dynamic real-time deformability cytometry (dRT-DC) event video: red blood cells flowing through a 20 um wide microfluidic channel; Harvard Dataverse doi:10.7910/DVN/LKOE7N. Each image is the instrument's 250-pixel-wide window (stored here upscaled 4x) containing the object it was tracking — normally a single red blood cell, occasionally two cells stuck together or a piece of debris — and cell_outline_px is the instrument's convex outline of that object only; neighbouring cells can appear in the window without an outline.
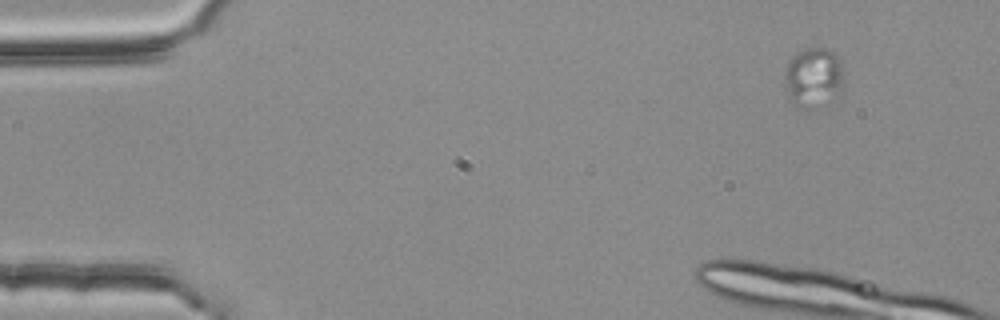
{"species": "common noctule bat (a hibernating species)", "species_latin": "Nyctalus noctula", "temperature_condition": "room temperature", "stored_images_in_passage": 4, "camera_frame_rate_fps": 3000, "um_per_image_px": 0.085, "animal": {"sex": "female", "body_mass_g": 25.1}, "frame": {"image": 1, "passage_image": 1, "time_ms": 0.0, "image_size_px": [1000, 320], "cell_outline_px": [[840, 84], [816, 108], [804, 112], [796, 108], [788, 100], [784, 80], [784, 68], [788, 60], [796, 52], [804, 48], [828, 48], [836, 56], [840, 64]], "centroid_in_image_um": [68.95, 6.57], "position_along_channel_um": 16.0, "area_um2": 20.11}}